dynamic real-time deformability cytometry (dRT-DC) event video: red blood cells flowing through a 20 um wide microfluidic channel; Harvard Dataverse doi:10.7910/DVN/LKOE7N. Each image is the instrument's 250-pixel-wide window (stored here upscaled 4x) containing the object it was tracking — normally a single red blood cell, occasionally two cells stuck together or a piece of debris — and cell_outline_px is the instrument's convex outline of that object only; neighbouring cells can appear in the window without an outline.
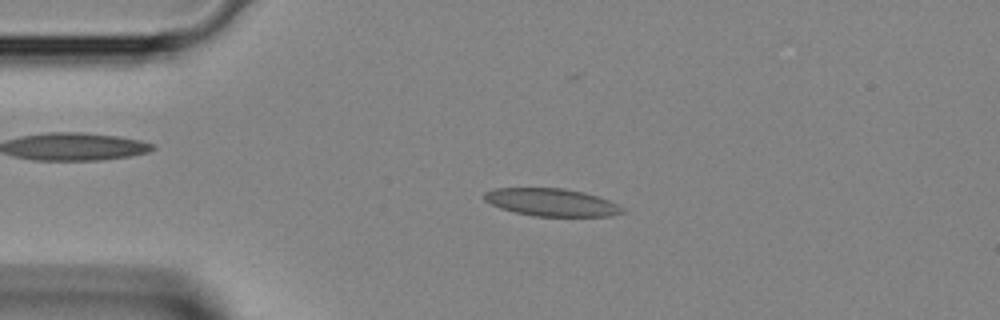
{"species": "Egyptian fruit bat (a non-hibernating species)", "species_latin": "Rousettus aegyptiacus", "temperature_condition": "room temperature", "stored_images_in_passage": 3, "camera_frame_rate_fps": 3000, "um_per_image_px": 0.085, "animal": {"sex": "female"}, "frame": {"image": 1, "passage_image": 2, "time_ms": 0.333, "image_size_px": [1000, 320], "cell_outline_px": [[628, 212], [612, 216], [532, 216], [500, 208], [484, 200], [484, 192], [496, 188], [564, 188], [584, 192], [620, 204]], "centroid_in_image_um": [46.93, 17.2], "position_along_channel_um": 38.1, "area_um2": 22.37}}
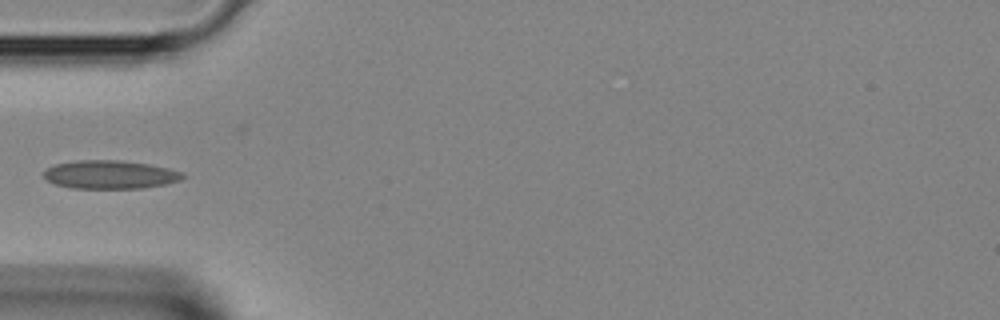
{"frame": {"image": 2, "passage_image": 3, "time_ms": 0.667, "image_size_px": [1000, 320], "cell_outline_px": [[184, 176], [180, 180], [164, 184], [140, 188], [72, 188], [56, 184], [48, 180], [44, 176], [44, 172], [48, 168], [56, 164], [76, 160], [120, 160], [148, 164], [168, 168], [180, 172]], "centroid_in_image_um": [9.34, 14.83], "position_along_channel_um": 75.7, "area_um2": 22.66}}